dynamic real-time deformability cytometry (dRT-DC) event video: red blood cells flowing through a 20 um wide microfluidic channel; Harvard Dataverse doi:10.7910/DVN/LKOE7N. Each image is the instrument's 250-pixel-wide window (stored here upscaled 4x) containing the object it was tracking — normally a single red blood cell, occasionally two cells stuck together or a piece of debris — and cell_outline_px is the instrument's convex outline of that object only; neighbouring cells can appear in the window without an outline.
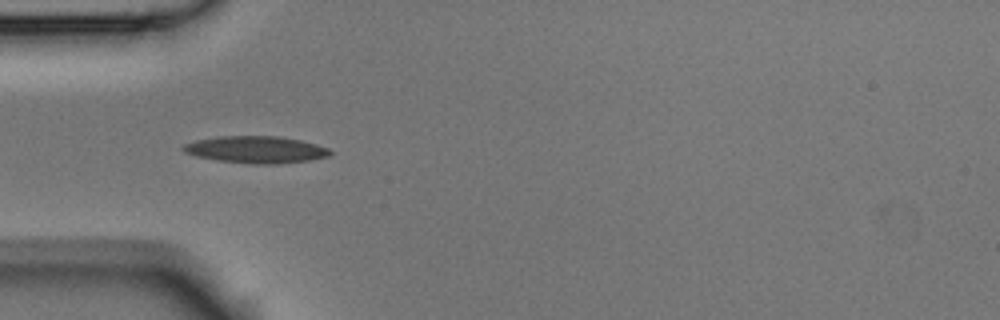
{"species": "Egyptian fruit bat (a non-hibernating species)", "species_latin": "Rousettus aegyptiacus", "temperature_condition": "room temperature", "stored_images_in_passage": 5, "camera_frame_rate_fps": 3000, "um_per_image_px": 0.085, "animal": {"sex": "male"}, "frame": {"image": 1, "passage_image": 1, "time_ms": 0.0, "image_size_px": [1000, 320], "cell_outline_px": [[332, 152], [328, 156], [308, 160], [276, 164], [252, 164], [216, 160], [196, 156], [184, 152], [180, 148], [184, 144], [196, 140], [216, 136], [280, 136], [300, 140], [316, 144], [328, 148]], "centroid_in_image_um": [21.71, 12.71], "position_along_channel_um": 63.3, "area_um2": 23.12}}
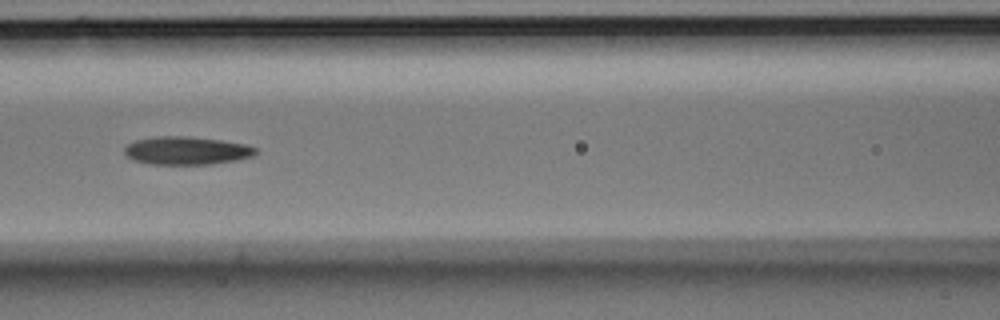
{"frame": {"image": 2, "passage_image": 3, "time_ms": 0.667, "image_size_px": [1000, 320], "cell_outline_px": [[256, 152], [252, 156], [236, 160], [212, 164], [148, 164], [132, 160], [124, 152], [124, 148], [128, 144], [136, 140], [156, 136], [184, 136], [220, 140], [244, 144], [256, 148]], "centroid_in_image_um": [15.82, 12.8], "position_along_channel_um": 150.8, "area_um2": 21.33}}
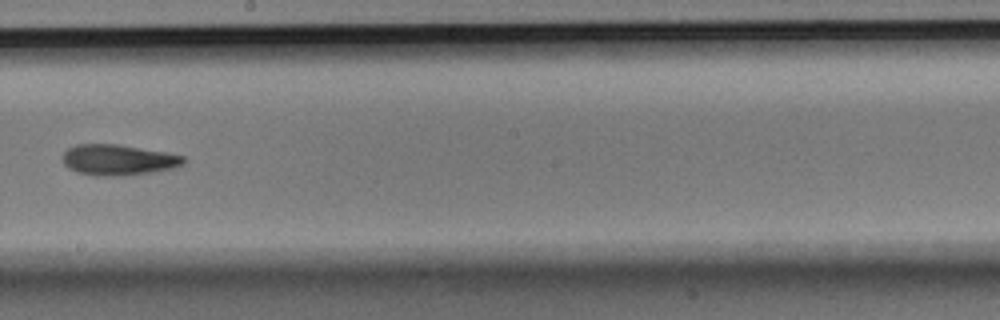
{"frame": {"image": 3, "passage_image": 5, "time_ms": 1.333, "image_size_px": [1000, 320], "cell_outline_px": [[184, 164], [172, 168], [152, 172], [124, 176], [96, 176], [76, 172], [68, 168], [64, 164], [64, 152], [68, 148], [76, 144], [116, 144], [168, 152], [184, 156]], "centroid_in_image_um": [10.05, 13.59], "position_along_channel_um": 238.2, "area_um2": 21.73}}